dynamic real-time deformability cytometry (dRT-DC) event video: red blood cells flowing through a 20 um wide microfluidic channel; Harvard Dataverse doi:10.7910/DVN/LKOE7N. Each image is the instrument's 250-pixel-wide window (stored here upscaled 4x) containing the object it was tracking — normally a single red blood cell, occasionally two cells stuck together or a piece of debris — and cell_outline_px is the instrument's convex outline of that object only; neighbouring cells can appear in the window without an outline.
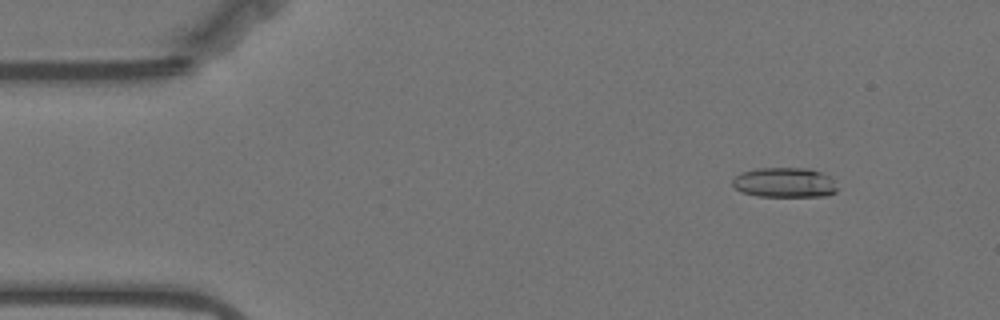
{"species": "Egyptian fruit bat (a non-hibernating species)", "species_latin": "Rousettus aegyptiacus", "temperature_condition": "warm", "stored_images_in_passage": 13, "camera_frame_rate_fps": 3000, "um_per_image_px": 0.085, "animal": {"sex": "female"}, "frame": {"image": 1, "passage_image": 6, "time_ms": 1.667, "image_size_px": [1000, 320], "cell_outline_px": [[836, 192], [824, 196], [756, 196], [740, 192], [732, 184], [732, 180], [740, 172], [756, 168], [812, 168], [832, 176], [836, 188]], "centroid_in_image_um": [66.69, 15.5], "position_along_channel_um": 18.3, "area_um2": 18.5}}